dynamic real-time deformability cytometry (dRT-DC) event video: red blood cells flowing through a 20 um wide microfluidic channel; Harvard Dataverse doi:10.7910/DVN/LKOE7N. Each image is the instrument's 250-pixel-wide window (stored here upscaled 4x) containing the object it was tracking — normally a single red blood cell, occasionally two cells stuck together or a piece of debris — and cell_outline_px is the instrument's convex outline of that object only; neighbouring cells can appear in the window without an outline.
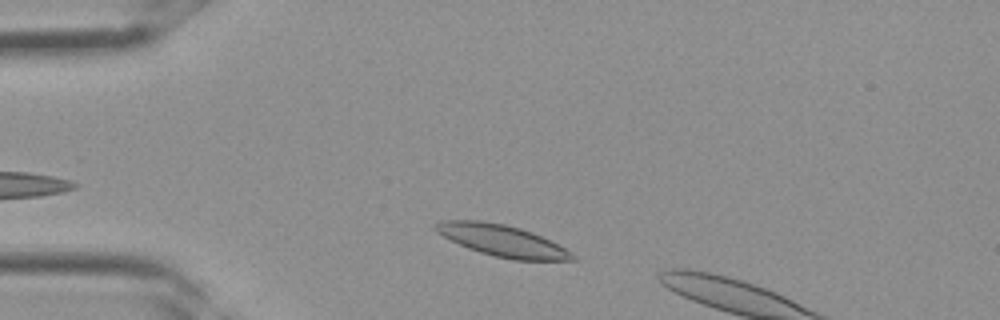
{"species": "Egyptian fruit bat (a non-hibernating species)", "species_latin": "Rousettus aegyptiacus", "temperature_condition": "room temperature", "stored_images_in_passage": 5, "camera_frame_rate_fps": 3000, "um_per_image_px": 0.085, "frame": {"image": 1, "passage_image": 3, "time_ms": 0.667, "image_size_px": [1000, 320], "cell_outline_px": [[576, 260], [512, 260], [480, 252], [468, 248], [436, 232], [436, 224], [440, 220], [480, 220], [504, 224], [520, 228], [532, 232], [572, 252], [576, 256]], "centroid_in_image_um": [42.69, 20.45], "position_along_channel_um": 42.3, "area_um2": 24.74}}